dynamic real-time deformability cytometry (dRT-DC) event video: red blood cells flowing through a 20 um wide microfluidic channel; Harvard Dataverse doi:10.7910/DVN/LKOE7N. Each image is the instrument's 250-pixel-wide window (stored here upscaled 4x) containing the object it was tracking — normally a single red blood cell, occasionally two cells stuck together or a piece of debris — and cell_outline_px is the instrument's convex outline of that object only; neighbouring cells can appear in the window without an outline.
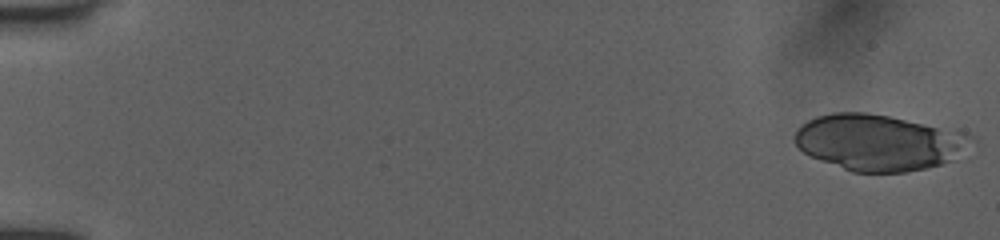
{"species": "human", "species_latin": "Homo sapiens", "temperature_condition": "room temperature", "stored_images_in_passage": 17, "camera_frame_rate_fps": 3000, "um_per_image_px": 0.085, "donor": {"sex": "female"}, "frame": {"image": 1, "passage_image": 1, "time_ms": 0.0, "image_size_px": [1000, 240], "cell_outline_px": [[976, 140], [948, 160], [940, 164], [928, 168], [904, 172], [852, 172], [820, 160], [804, 152], [796, 144], [796, 132], [800, 124], [816, 116], [832, 112], [864, 112], [888, 116], [968, 132], [976, 136]], "centroid_in_image_um": [74.69, 12.09], "position_along_channel_um": 10.3, "area_um2": 57.34}}
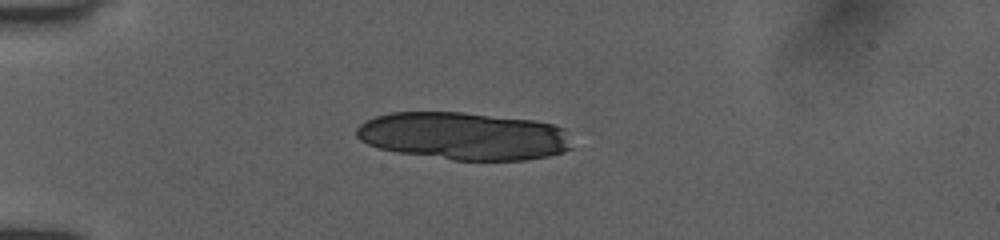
{"frame": {"image": 2, "passage_image": 9, "time_ms": 4.333, "image_size_px": [1000, 240], "cell_outline_px": [[572, 148], [564, 152], [548, 156], [524, 160], [452, 160], [396, 152], [380, 148], [368, 144], [360, 140], [356, 136], [356, 128], [360, 124], [376, 116], [392, 112], [464, 112], [536, 120], [552, 124], [564, 128]], "centroid_in_image_um": [39.42, 11.56], "position_along_channel_um": 45.6, "area_um2": 60.11}}
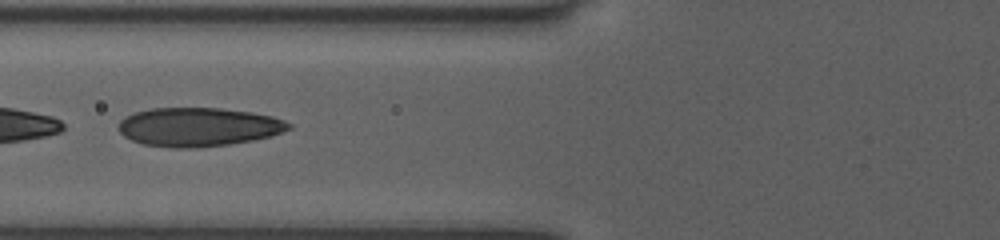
{"frame": {"image": 3, "passage_image": 16, "time_ms": 7.0, "image_size_px": [1000, 240], "cell_outline_px": [[292, 128], [272, 136], [252, 140], [228, 144], [192, 148], [172, 148], [144, 144], [132, 140], [124, 136], [120, 132], [120, 120], [124, 116], [136, 112], [152, 108], [220, 108], [252, 112], [272, 116], [284, 120], [292, 124]], "centroid_in_image_um": [16.89, 10.79], "position_along_channel_um": 108.9, "area_um2": 38.44}}